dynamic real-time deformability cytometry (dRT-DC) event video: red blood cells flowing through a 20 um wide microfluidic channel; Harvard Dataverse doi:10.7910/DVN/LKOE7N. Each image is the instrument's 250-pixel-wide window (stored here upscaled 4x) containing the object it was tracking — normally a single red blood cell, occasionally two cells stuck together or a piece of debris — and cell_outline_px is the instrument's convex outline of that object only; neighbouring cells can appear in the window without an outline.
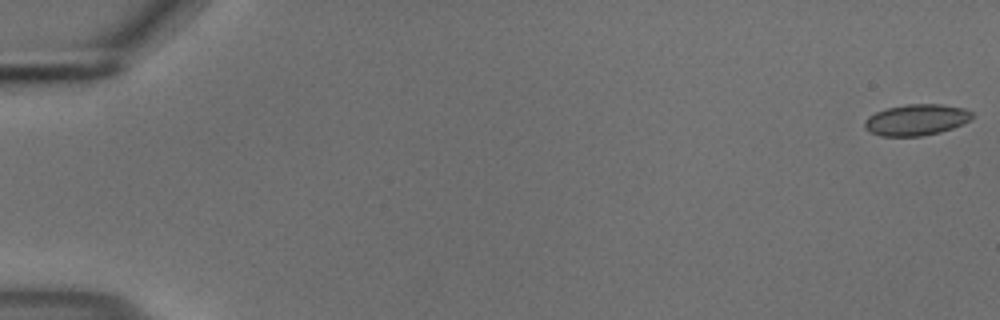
{"species": "common noctule bat (a hibernating species)", "species_latin": "Nyctalus noctula", "temperature_condition": "cold", "stored_images_in_passage": 20, "camera_frame_rate_fps": 3000, "um_per_image_px": 0.085, "animal": {"sex": "male", "body_mass_g": 18.8}, "frame": {"image": 1, "passage_image": 1, "time_ms": 0.0, "image_size_px": [1000, 320], "cell_outline_px": [[972, 116], [968, 120], [952, 128], [940, 132], [920, 136], [880, 136], [864, 128], [864, 120], [868, 116], [876, 112], [888, 108], [904, 104], [940, 104], [964, 108], [972, 112]], "centroid_in_image_um": [77.85, 10.18], "position_along_channel_um": 7.2, "area_um2": 19.36}}
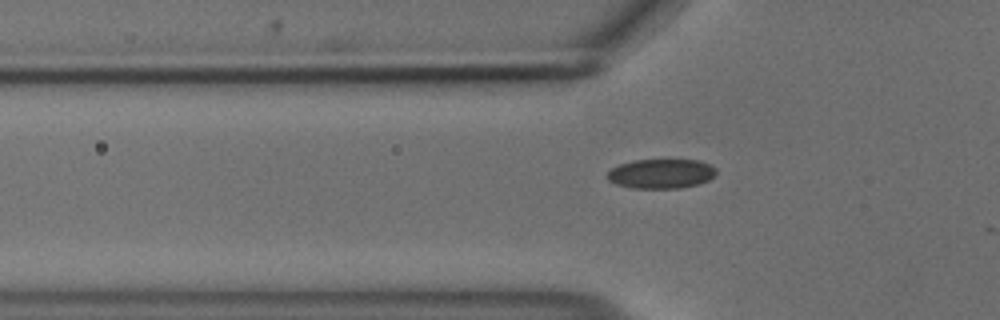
{"frame": {"image": 2, "passage_image": 19, "time_ms": 6.0, "image_size_px": [1000, 320], "cell_outline_px": [[716, 172], [708, 180], [696, 184], [680, 188], [632, 188], [616, 184], [608, 180], [604, 176], [612, 168], [620, 164], [632, 160], [700, 160], [716, 168]], "centroid_in_image_um": [56.15, 14.76], "position_along_channel_um": 69.7, "area_um2": 18.67}}